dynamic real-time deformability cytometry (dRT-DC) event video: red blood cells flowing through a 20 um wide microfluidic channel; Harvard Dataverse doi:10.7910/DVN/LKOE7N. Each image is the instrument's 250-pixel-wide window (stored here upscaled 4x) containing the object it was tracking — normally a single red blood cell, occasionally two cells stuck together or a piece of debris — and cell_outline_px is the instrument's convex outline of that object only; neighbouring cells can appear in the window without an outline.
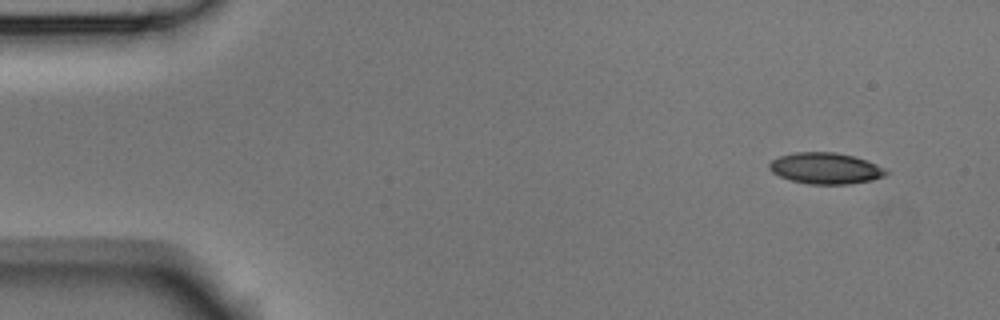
{"species": "Egyptian fruit bat (a non-hibernating species)", "species_latin": "Rousettus aegyptiacus", "temperature_condition": "room temperature", "stored_images_in_passage": 4, "camera_frame_rate_fps": 3000, "um_per_image_px": 0.085, "animal": {"sex": "male"}, "frame": {"image": 1, "passage_image": 1, "time_ms": 0.0, "image_size_px": [1000, 320], "cell_outline_px": [[888, 172], [884, 176], [872, 180], [848, 184], [808, 184], [792, 180], [780, 176], [772, 172], [768, 168], [768, 164], [772, 160], [780, 156], [796, 152], [836, 152], [852, 156], [876, 164]], "centroid_in_image_um": [70.14, 14.31], "position_along_channel_um": 14.9, "area_um2": 20.98}}
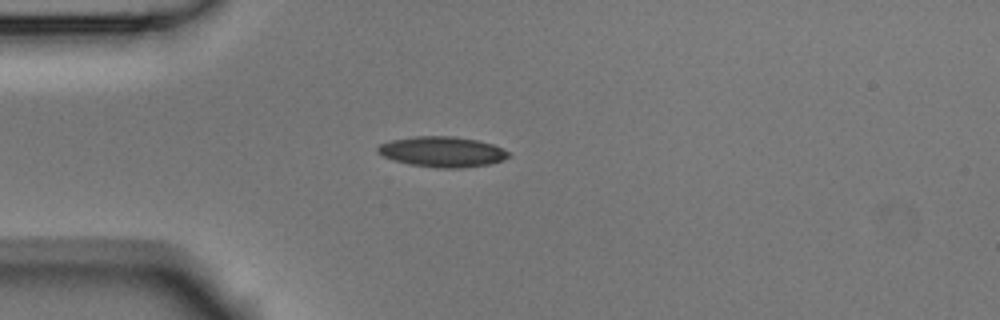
{"frame": {"image": 2, "passage_image": 4, "time_ms": 1.0, "image_size_px": [1000, 320], "cell_outline_px": [[512, 156], [488, 164], [464, 168], [436, 168], [408, 164], [384, 156], [376, 152], [376, 148], [380, 144], [392, 140], [416, 136], [452, 136], [476, 140], [492, 144], [512, 152]], "centroid_in_image_um": [37.61, 12.9], "position_along_channel_um": 47.4, "area_um2": 23.18}}